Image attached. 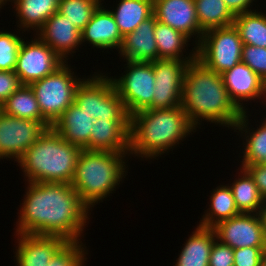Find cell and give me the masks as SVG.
Here are the masks:
<instances>
[{"mask_svg": "<svg viewBox=\"0 0 266 266\" xmlns=\"http://www.w3.org/2000/svg\"><path fill=\"white\" fill-rule=\"evenodd\" d=\"M27 184L16 222V234L58 236L66 241H81L90 209L76 190L67 183Z\"/></svg>", "mask_w": 266, "mask_h": 266, "instance_id": "6da1fadb", "label": "cell"}, {"mask_svg": "<svg viewBox=\"0 0 266 266\" xmlns=\"http://www.w3.org/2000/svg\"><path fill=\"white\" fill-rule=\"evenodd\" d=\"M181 107L195 129L202 119L233 129L243 114L230 99L222 75L197 59L186 66Z\"/></svg>", "mask_w": 266, "mask_h": 266, "instance_id": "7a4b0ae2", "label": "cell"}, {"mask_svg": "<svg viewBox=\"0 0 266 266\" xmlns=\"http://www.w3.org/2000/svg\"><path fill=\"white\" fill-rule=\"evenodd\" d=\"M192 132L196 129L181 106L136 112L130 116L129 156L156 159Z\"/></svg>", "mask_w": 266, "mask_h": 266, "instance_id": "3957f363", "label": "cell"}, {"mask_svg": "<svg viewBox=\"0 0 266 266\" xmlns=\"http://www.w3.org/2000/svg\"><path fill=\"white\" fill-rule=\"evenodd\" d=\"M81 150L64 140L51 127L45 130L17 162L27 182L70 184Z\"/></svg>", "mask_w": 266, "mask_h": 266, "instance_id": "277c9868", "label": "cell"}, {"mask_svg": "<svg viewBox=\"0 0 266 266\" xmlns=\"http://www.w3.org/2000/svg\"><path fill=\"white\" fill-rule=\"evenodd\" d=\"M126 155L129 153L81 150L70 185L89 209L110 196L125 178Z\"/></svg>", "mask_w": 266, "mask_h": 266, "instance_id": "5b68a950", "label": "cell"}, {"mask_svg": "<svg viewBox=\"0 0 266 266\" xmlns=\"http://www.w3.org/2000/svg\"><path fill=\"white\" fill-rule=\"evenodd\" d=\"M67 63L65 62L54 73L30 84L42 116L51 125L75 102L76 90L85 79H77Z\"/></svg>", "mask_w": 266, "mask_h": 266, "instance_id": "8992f818", "label": "cell"}, {"mask_svg": "<svg viewBox=\"0 0 266 266\" xmlns=\"http://www.w3.org/2000/svg\"><path fill=\"white\" fill-rule=\"evenodd\" d=\"M103 74L95 73L79 84L75 103L94 120H130L111 79Z\"/></svg>", "mask_w": 266, "mask_h": 266, "instance_id": "52a82bcc", "label": "cell"}, {"mask_svg": "<svg viewBox=\"0 0 266 266\" xmlns=\"http://www.w3.org/2000/svg\"><path fill=\"white\" fill-rule=\"evenodd\" d=\"M242 47L234 25L209 29L197 45V60L207 69L222 74L242 62Z\"/></svg>", "mask_w": 266, "mask_h": 266, "instance_id": "ba28073f", "label": "cell"}, {"mask_svg": "<svg viewBox=\"0 0 266 266\" xmlns=\"http://www.w3.org/2000/svg\"><path fill=\"white\" fill-rule=\"evenodd\" d=\"M125 74L111 78L116 93L129 116L148 109L153 102L155 77L152 62L126 61Z\"/></svg>", "mask_w": 266, "mask_h": 266, "instance_id": "9c48e42d", "label": "cell"}, {"mask_svg": "<svg viewBox=\"0 0 266 266\" xmlns=\"http://www.w3.org/2000/svg\"><path fill=\"white\" fill-rule=\"evenodd\" d=\"M65 61L38 37L22 41L14 71L23 85L43 79L54 73Z\"/></svg>", "mask_w": 266, "mask_h": 266, "instance_id": "30bf717a", "label": "cell"}, {"mask_svg": "<svg viewBox=\"0 0 266 266\" xmlns=\"http://www.w3.org/2000/svg\"><path fill=\"white\" fill-rule=\"evenodd\" d=\"M45 130L41 121L18 118L0 110V159L17 162Z\"/></svg>", "mask_w": 266, "mask_h": 266, "instance_id": "8fae6325", "label": "cell"}, {"mask_svg": "<svg viewBox=\"0 0 266 266\" xmlns=\"http://www.w3.org/2000/svg\"><path fill=\"white\" fill-rule=\"evenodd\" d=\"M217 240L232 249L265 247L266 236L259 213H240L213 227Z\"/></svg>", "mask_w": 266, "mask_h": 266, "instance_id": "7c38bea8", "label": "cell"}, {"mask_svg": "<svg viewBox=\"0 0 266 266\" xmlns=\"http://www.w3.org/2000/svg\"><path fill=\"white\" fill-rule=\"evenodd\" d=\"M153 14L157 21L169 25L188 36L195 37L197 46L204 31L198 24L194 0H153Z\"/></svg>", "mask_w": 266, "mask_h": 266, "instance_id": "4fadbf2b", "label": "cell"}, {"mask_svg": "<svg viewBox=\"0 0 266 266\" xmlns=\"http://www.w3.org/2000/svg\"><path fill=\"white\" fill-rule=\"evenodd\" d=\"M221 75L230 99L242 112H246L243 102L266 99V82L245 63L240 62Z\"/></svg>", "mask_w": 266, "mask_h": 266, "instance_id": "5bb4252c", "label": "cell"}, {"mask_svg": "<svg viewBox=\"0 0 266 266\" xmlns=\"http://www.w3.org/2000/svg\"><path fill=\"white\" fill-rule=\"evenodd\" d=\"M36 35L65 62L68 55L75 53L82 44L81 31L58 11L46 20Z\"/></svg>", "mask_w": 266, "mask_h": 266, "instance_id": "9a60e30c", "label": "cell"}, {"mask_svg": "<svg viewBox=\"0 0 266 266\" xmlns=\"http://www.w3.org/2000/svg\"><path fill=\"white\" fill-rule=\"evenodd\" d=\"M130 120L95 119L89 144L91 151L129 153Z\"/></svg>", "mask_w": 266, "mask_h": 266, "instance_id": "2e32d148", "label": "cell"}, {"mask_svg": "<svg viewBox=\"0 0 266 266\" xmlns=\"http://www.w3.org/2000/svg\"><path fill=\"white\" fill-rule=\"evenodd\" d=\"M16 266H48L55 253L67 242L58 236L15 234Z\"/></svg>", "mask_w": 266, "mask_h": 266, "instance_id": "e0dca14e", "label": "cell"}, {"mask_svg": "<svg viewBox=\"0 0 266 266\" xmlns=\"http://www.w3.org/2000/svg\"><path fill=\"white\" fill-rule=\"evenodd\" d=\"M101 3L93 12L90 21L81 31L82 44L90 43L93 48L120 50L123 37L109 9Z\"/></svg>", "mask_w": 266, "mask_h": 266, "instance_id": "ac0fdd59", "label": "cell"}, {"mask_svg": "<svg viewBox=\"0 0 266 266\" xmlns=\"http://www.w3.org/2000/svg\"><path fill=\"white\" fill-rule=\"evenodd\" d=\"M156 17L144 20L132 33L123 37L119 55L126 61L152 62L158 60V50L155 41Z\"/></svg>", "mask_w": 266, "mask_h": 266, "instance_id": "d6986e66", "label": "cell"}, {"mask_svg": "<svg viewBox=\"0 0 266 266\" xmlns=\"http://www.w3.org/2000/svg\"><path fill=\"white\" fill-rule=\"evenodd\" d=\"M94 119L72 103L51 126L64 140L84 149L90 140Z\"/></svg>", "mask_w": 266, "mask_h": 266, "instance_id": "ffe728a7", "label": "cell"}, {"mask_svg": "<svg viewBox=\"0 0 266 266\" xmlns=\"http://www.w3.org/2000/svg\"><path fill=\"white\" fill-rule=\"evenodd\" d=\"M216 239L213 228L198 225L186 240L174 266H209L210 251Z\"/></svg>", "mask_w": 266, "mask_h": 266, "instance_id": "44dd1931", "label": "cell"}, {"mask_svg": "<svg viewBox=\"0 0 266 266\" xmlns=\"http://www.w3.org/2000/svg\"><path fill=\"white\" fill-rule=\"evenodd\" d=\"M154 35L158 59L187 60L189 63L197 59V46L192 49L187 57L186 55L182 57L184 56L183 52H186L185 46L187 47L189 40H191L184 33L156 21Z\"/></svg>", "mask_w": 266, "mask_h": 266, "instance_id": "7402d4cb", "label": "cell"}, {"mask_svg": "<svg viewBox=\"0 0 266 266\" xmlns=\"http://www.w3.org/2000/svg\"><path fill=\"white\" fill-rule=\"evenodd\" d=\"M247 112H243L233 128L234 132L239 130L236 132L245 134V136L243 135L246 142L243 140V144L245 143L243 147L245 148L242 151L244 153L243 159H241L243 160L241 161L242 168L247 165L266 164V118H264L265 121L263 119L262 125H259L256 130L253 128L252 132H250Z\"/></svg>", "mask_w": 266, "mask_h": 266, "instance_id": "603a6c76", "label": "cell"}, {"mask_svg": "<svg viewBox=\"0 0 266 266\" xmlns=\"http://www.w3.org/2000/svg\"><path fill=\"white\" fill-rule=\"evenodd\" d=\"M12 3L19 19L17 26L24 32L32 28L37 33L46 20L58 11L59 0H12Z\"/></svg>", "mask_w": 266, "mask_h": 266, "instance_id": "cb8c5ba5", "label": "cell"}, {"mask_svg": "<svg viewBox=\"0 0 266 266\" xmlns=\"http://www.w3.org/2000/svg\"><path fill=\"white\" fill-rule=\"evenodd\" d=\"M110 10L122 37L132 33L144 20L153 15V0H119Z\"/></svg>", "mask_w": 266, "mask_h": 266, "instance_id": "d4e9b609", "label": "cell"}, {"mask_svg": "<svg viewBox=\"0 0 266 266\" xmlns=\"http://www.w3.org/2000/svg\"><path fill=\"white\" fill-rule=\"evenodd\" d=\"M0 110L5 114L18 118L41 121L47 128L52 126L42 116L37 98L30 85H21L17 91L1 104Z\"/></svg>", "mask_w": 266, "mask_h": 266, "instance_id": "484cf974", "label": "cell"}, {"mask_svg": "<svg viewBox=\"0 0 266 266\" xmlns=\"http://www.w3.org/2000/svg\"><path fill=\"white\" fill-rule=\"evenodd\" d=\"M211 194L209 210L202 216L199 226L213 228L219 222L240 214L228 184L216 187Z\"/></svg>", "mask_w": 266, "mask_h": 266, "instance_id": "4316f807", "label": "cell"}, {"mask_svg": "<svg viewBox=\"0 0 266 266\" xmlns=\"http://www.w3.org/2000/svg\"><path fill=\"white\" fill-rule=\"evenodd\" d=\"M240 172L238 179L235 178L229 186L235 205L240 213H259L264 198L249 172L242 167H240Z\"/></svg>", "mask_w": 266, "mask_h": 266, "instance_id": "83f0119b", "label": "cell"}, {"mask_svg": "<svg viewBox=\"0 0 266 266\" xmlns=\"http://www.w3.org/2000/svg\"><path fill=\"white\" fill-rule=\"evenodd\" d=\"M200 28L209 29L233 25L235 16L227 8L224 0H194Z\"/></svg>", "mask_w": 266, "mask_h": 266, "instance_id": "f1b7e54d", "label": "cell"}, {"mask_svg": "<svg viewBox=\"0 0 266 266\" xmlns=\"http://www.w3.org/2000/svg\"><path fill=\"white\" fill-rule=\"evenodd\" d=\"M233 25L243 44L266 48V14L253 9L236 15Z\"/></svg>", "mask_w": 266, "mask_h": 266, "instance_id": "f546056e", "label": "cell"}, {"mask_svg": "<svg viewBox=\"0 0 266 266\" xmlns=\"http://www.w3.org/2000/svg\"><path fill=\"white\" fill-rule=\"evenodd\" d=\"M102 0H59L58 12L82 31Z\"/></svg>", "mask_w": 266, "mask_h": 266, "instance_id": "4dcf8cb0", "label": "cell"}, {"mask_svg": "<svg viewBox=\"0 0 266 266\" xmlns=\"http://www.w3.org/2000/svg\"><path fill=\"white\" fill-rule=\"evenodd\" d=\"M187 60L158 59L152 61L155 84L164 86H183Z\"/></svg>", "mask_w": 266, "mask_h": 266, "instance_id": "1f68e13d", "label": "cell"}, {"mask_svg": "<svg viewBox=\"0 0 266 266\" xmlns=\"http://www.w3.org/2000/svg\"><path fill=\"white\" fill-rule=\"evenodd\" d=\"M80 243V244H79ZM82 241H67L52 257L48 266H85L86 253Z\"/></svg>", "mask_w": 266, "mask_h": 266, "instance_id": "d6a6232c", "label": "cell"}, {"mask_svg": "<svg viewBox=\"0 0 266 266\" xmlns=\"http://www.w3.org/2000/svg\"><path fill=\"white\" fill-rule=\"evenodd\" d=\"M24 39L11 32L0 31V70L13 71Z\"/></svg>", "mask_w": 266, "mask_h": 266, "instance_id": "836d02e7", "label": "cell"}, {"mask_svg": "<svg viewBox=\"0 0 266 266\" xmlns=\"http://www.w3.org/2000/svg\"><path fill=\"white\" fill-rule=\"evenodd\" d=\"M183 86L155 85L153 102L148 109H170L181 106Z\"/></svg>", "mask_w": 266, "mask_h": 266, "instance_id": "e575fe53", "label": "cell"}, {"mask_svg": "<svg viewBox=\"0 0 266 266\" xmlns=\"http://www.w3.org/2000/svg\"><path fill=\"white\" fill-rule=\"evenodd\" d=\"M241 59L266 82V48L243 44Z\"/></svg>", "mask_w": 266, "mask_h": 266, "instance_id": "d590c367", "label": "cell"}, {"mask_svg": "<svg viewBox=\"0 0 266 266\" xmlns=\"http://www.w3.org/2000/svg\"><path fill=\"white\" fill-rule=\"evenodd\" d=\"M209 266H234L233 249L216 239L210 251Z\"/></svg>", "mask_w": 266, "mask_h": 266, "instance_id": "8d00e7d4", "label": "cell"}, {"mask_svg": "<svg viewBox=\"0 0 266 266\" xmlns=\"http://www.w3.org/2000/svg\"><path fill=\"white\" fill-rule=\"evenodd\" d=\"M264 247L236 248L234 252V266H261Z\"/></svg>", "mask_w": 266, "mask_h": 266, "instance_id": "74e56055", "label": "cell"}, {"mask_svg": "<svg viewBox=\"0 0 266 266\" xmlns=\"http://www.w3.org/2000/svg\"><path fill=\"white\" fill-rule=\"evenodd\" d=\"M21 85L19 76L13 71L0 70V106L6 101Z\"/></svg>", "mask_w": 266, "mask_h": 266, "instance_id": "f35d334b", "label": "cell"}, {"mask_svg": "<svg viewBox=\"0 0 266 266\" xmlns=\"http://www.w3.org/2000/svg\"><path fill=\"white\" fill-rule=\"evenodd\" d=\"M245 169L253 177L262 197L266 198V164L247 165Z\"/></svg>", "mask_w": 266, "mask_h": 266, "instance_id": "ab89813d", "label": "cell"}, {"mask_svg": "<svg viewBox=\"0 0 266 266\" xmlns=\"http://www.w3.org/2000/svg\"><path fill=\"white\" fill-rule=\"evenodd\" d=\"M227 8L236 16L245 12L253 11L250 8L255 0H224ZM251 6V7H250Z\"/></svg>", "mask_w": 266, "mask_h": 266, "instance_id": "60d3db41", "label": "cell"}, {"mask_svg": "<svg viewBox=\"0 0 266 266\" xmlns=\"http://www.w3.org/2000/svg\"><path fill=\"white\" fill-rule=\"evenodd\" d=\"M259 216L261 218L263 229H264V233H265V236H266V198L264 199L263 204H262V206L260 208Z\"/></svg>", "mask_w": 266, "mask_h": 266, "instance_id": "b9f144b4", "label": "cell"}, {"mask_svg": "<svg viewBox=\"0 0 266 266\" xmlns=\"http://www.w3.org/2000/svg\"><path fill=\"white\" fill-rule=\"evenodd\" d=\"M261 266H266V244L262 252Z\"/></svg>", "mask_w": 266, "mask_h": 266, "instance_id": "7bdbcfd3", "label": "cell"}, {"mask_svg": "<svg viewBox=\"0 0 266 266\" xmlns=\"http://www.w3.org/2000/svg\"><path fill=\"white\" fill-rule=\"evenodd\" d=\"M12 2V0H0V8H2V6L6 5L7 2Z\"/></svg>", "mask_w": 266, "mask_h": 266, "instance_id": "ee69618b", "label": "cell"}]
</instances>
